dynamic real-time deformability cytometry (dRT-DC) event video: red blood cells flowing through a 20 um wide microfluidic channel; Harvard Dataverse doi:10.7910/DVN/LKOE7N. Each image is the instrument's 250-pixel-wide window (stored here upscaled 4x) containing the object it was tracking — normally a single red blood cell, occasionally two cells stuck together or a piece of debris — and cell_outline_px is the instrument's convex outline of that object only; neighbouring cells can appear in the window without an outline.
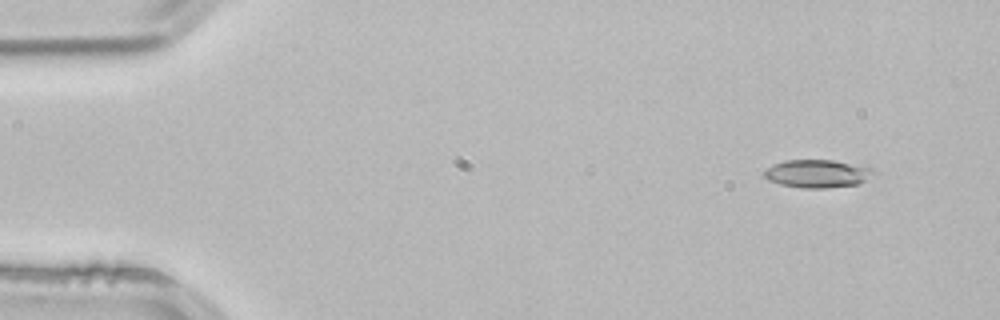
{"species": "common noctule bat (a hibernating species)", "species_latin": "Nyctalus noctula", "temperature_condition": "room temperature", "stored_images_in_passage": 4, "camera_frame_rate_fps": 3000, "um_per_image_px": 0.085, "animal": {"sex": "male", "body_mass_g": 21.5, "forearm_length_mm": 52.0}, "frame": {"image": 1, "passage_image": 1, "time_ms": 0.0, "image_size_px": [1000, 320], "cell_outline_px": [[880, 172], [876, 176], [856, 184], [828, 188], [800, 188], [780, 184], [768, 180], [764, 176], [764, 172], [772, 164], [784, 160], [832, 160], [872, 168]], "centroid_in_image_um": [69.52, 14.76], "position_along_channel_um": 15.5, "area_um2": 18.03}}